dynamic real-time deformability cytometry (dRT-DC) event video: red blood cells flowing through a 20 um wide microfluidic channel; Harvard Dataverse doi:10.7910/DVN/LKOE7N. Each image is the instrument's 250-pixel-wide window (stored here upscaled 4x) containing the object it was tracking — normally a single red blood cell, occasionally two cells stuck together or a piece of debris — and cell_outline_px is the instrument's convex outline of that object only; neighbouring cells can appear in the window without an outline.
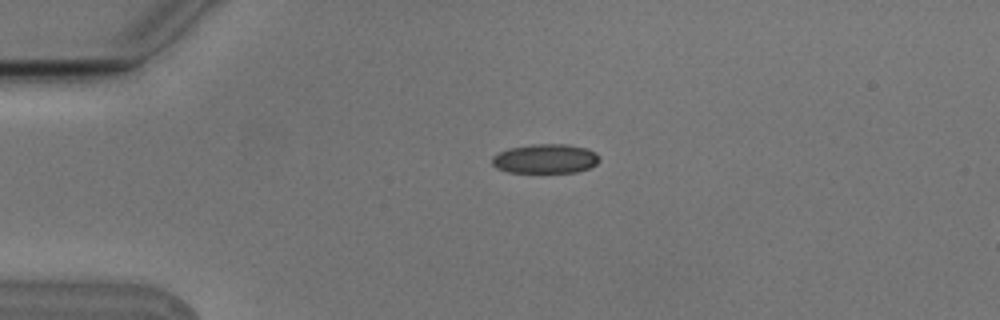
{"species": "Egyptian fruit bat (a non-hibernating species)", "species_latin": "Rousettus aegyptiacus", "temperature_condition": "cold", "stored_images_in_passage": 3, "segment_of_instrument_passage": [1, 2], "camera_frame_rate_fps": 3000, "um_per_image_px": 0.085, "animal": {"sex": "male"}, "frame": {"image": 1, "passage_image": 1, "time_ms": 0.0, "image_size_px": [1000, 320], "cell_outline_px": [[600, 160], [596, 164], [588, 168], [576, 172], [508, 172], [496, 168], [492, 164], [492, 156], [496, 152], [508, 148], [532, 144], [568, 144], [584, 148], [596, 152], [600, 156]], "centroid_in_image_um": [46.33, 13.48], "position_along_channel_um": 38.7, "area_um2": 18.5}}